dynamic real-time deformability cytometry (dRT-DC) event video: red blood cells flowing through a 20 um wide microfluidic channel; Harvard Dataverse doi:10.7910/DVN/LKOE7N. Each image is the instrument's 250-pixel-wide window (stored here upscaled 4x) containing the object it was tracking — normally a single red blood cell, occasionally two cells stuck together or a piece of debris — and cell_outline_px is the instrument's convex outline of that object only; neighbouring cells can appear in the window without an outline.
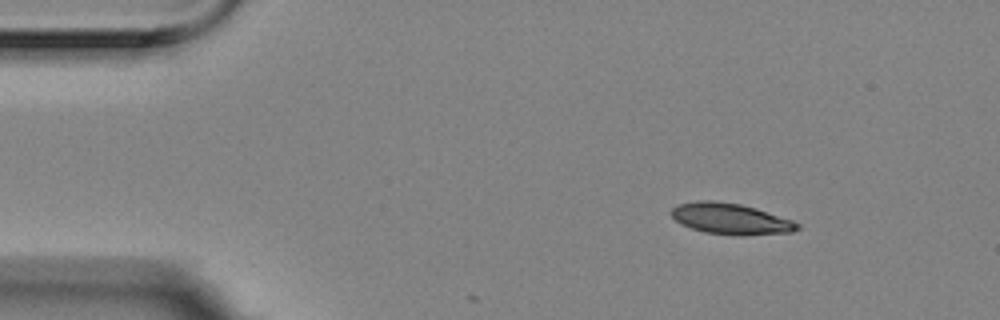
{"species": "Egyptian fruit bat (a non-hibernating species)", "species_latin": "Rousettus aegyptiacus", "temperature_condition": "room temperature", "stored_images_in_passage": 3, "camera_frame_rate_fps": 3000, "um_per_image_px": 0.085, "animal": {"sex": "female"}, "frame": {"image": 1, "passage_image": 1, "time_ms": 0.0, "image_size_px": [1000, 320], "cell_outline_px": [[800, 228], [792, 232], [740, 236], [704, 232], [680, 224], [668, 212], [676, 204], [696, 200], [712, 200], [740, 204], [756, 208], [792, 220], [800, 224]], "centroid_in_image_um": [62.07, 18.59], "position_along_channel_um": 22.9, "area_um2": 23.0}}